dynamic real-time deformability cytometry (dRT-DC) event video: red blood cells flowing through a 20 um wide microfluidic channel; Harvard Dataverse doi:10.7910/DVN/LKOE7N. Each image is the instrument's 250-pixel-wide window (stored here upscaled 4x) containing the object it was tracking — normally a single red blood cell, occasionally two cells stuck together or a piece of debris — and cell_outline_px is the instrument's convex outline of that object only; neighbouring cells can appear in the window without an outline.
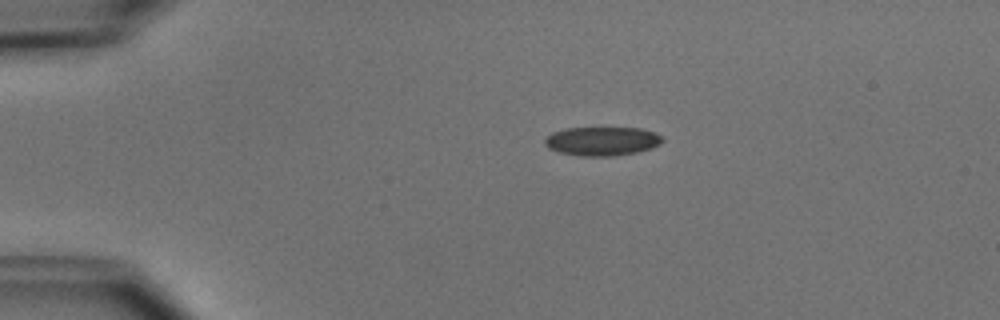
{"species": "common noctule bat (a hibernating species)", "species_latin": "Nyctalus noctula", "temperature_condition": "cold", "stored_images_in_passage": 4, "camera_frame_rate_fps": 3000, "um_per_image_px": 0.085, "animal": {"sex": "male", "body_mass_g": 15.6}, "frame": {"image": 1, "passage_image": 1, "time_ms": 0.0, "image_size_px": [1000, 320], "cell_outline_px": [[664, 140], [660, 144], [652, 148], [636, 152], [612, 156], [580, 156], [560, 152], [548, 148], [544, 144], [544, 140], [552, 132], [564, 128], [640, 128], [656, 132], [664, 136]], "centroid_in_image_um": [51.2, 11.99], "position_along_channel_um": 33.8, "area_um2": 19.94}}
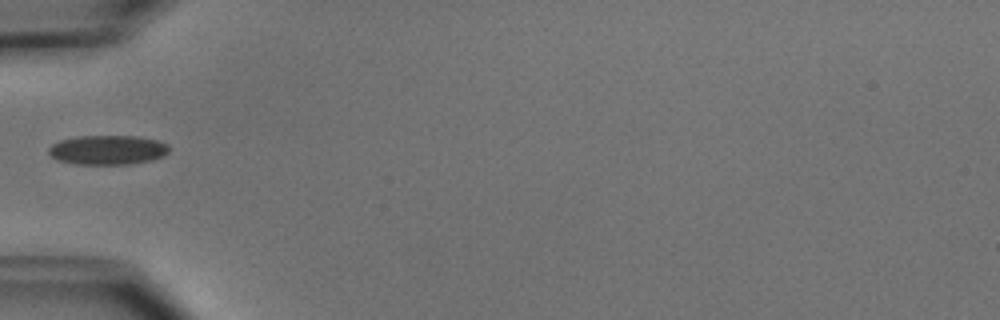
{"frame": {"image": 2, "passage_image": 3, "time_ms": 2.333, "image_size_px": [1000, 320], "cell_outline_px": [[168, 152], [164, 156], [152, 160], [128, 164], [76, 164], [56, 160], [48, 152], [48, 148], [52, 144], [60, 140], [76, 136], [136, 136], [156, 140], [168, 144]], "centroid_in_image_um": [9.13, 12.74], "position_along_channel_um": 75.9, "area_um2": 20.69}}